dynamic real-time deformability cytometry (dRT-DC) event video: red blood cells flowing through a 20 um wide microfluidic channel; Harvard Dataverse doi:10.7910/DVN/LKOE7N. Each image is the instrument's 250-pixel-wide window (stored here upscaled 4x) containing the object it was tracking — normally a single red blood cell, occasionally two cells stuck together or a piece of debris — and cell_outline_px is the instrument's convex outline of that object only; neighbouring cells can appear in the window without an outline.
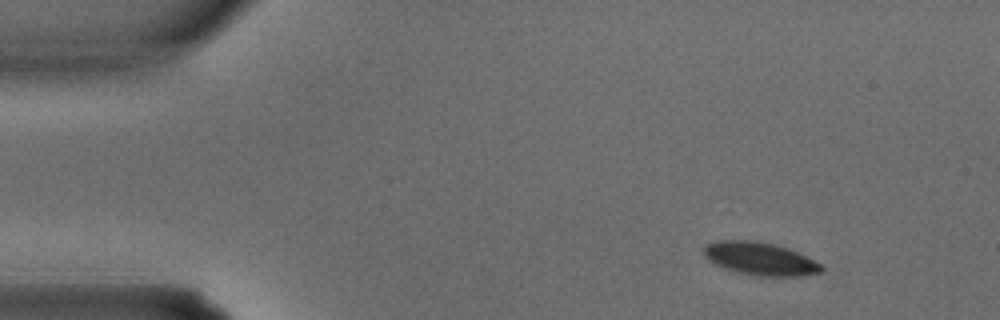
{"species": "common noctule bat (a hibernating species)", "species_latin": "Nyctalus noctula", "temperature_condition": "warm", "stored_images_in_passage": 3, "segment_of_instrument_passage": [2, 2], "camera_frame_rate_fps": 3000, "um_per_image_px": 0.085, "animal": {"sex": "male", "body_mass_g": 15.6}, "frame": {"image": 1, "passage_image": 3, "time_ms": 0.667, "image_size_px": [1000, 320], "cell_outline_px": [[824, 272], [796, 276], [756, 276], [736, 272], [724, 268], [708, 260], [704, 256], [704, 248], [708, 244], [716, 240], [752, 240], [772, 244], [788, 248], [820, 264], [824, 268]], "centroid_in_image_um": [64.58, 22.0], "position_along_channel_um": 20.4, "area_um2": 22.37}}